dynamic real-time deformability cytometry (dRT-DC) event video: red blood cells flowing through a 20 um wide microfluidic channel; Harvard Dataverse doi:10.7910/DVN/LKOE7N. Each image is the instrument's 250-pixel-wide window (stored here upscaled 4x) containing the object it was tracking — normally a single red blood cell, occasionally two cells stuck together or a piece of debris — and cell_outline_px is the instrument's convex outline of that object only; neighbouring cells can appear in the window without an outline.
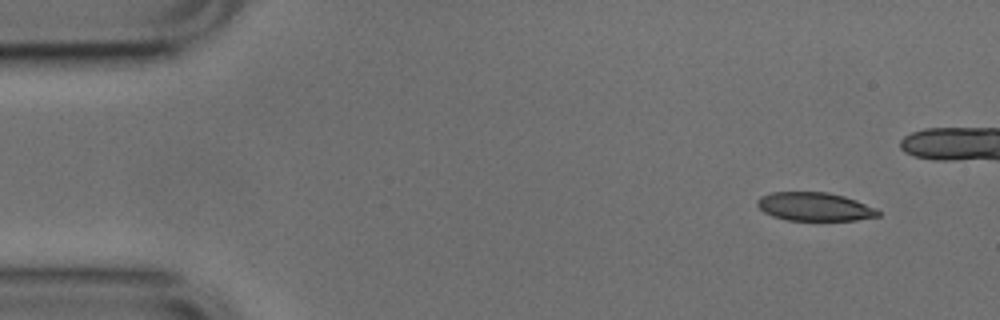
{"species": "common noctule bat (a hibernating species)", "species_latin": "Nyctalus noctula", "temperature_condition": "cold", "stored_images_in_passage": 39, "camera_frame_rate_fps": 3000, "um_per_image_px": 0.085, "animal": {"sex": "male", "body_mass_g": 17.9, "forearm_length_mm": 54.2}, "frame": {"image": 1, "passage_image": 1, "time_ms": 0.0, "image_size_px": [1000, 320], "cell_outline_px": [[880, 216], [856, 220], [788, 220], [772, 216], [764, 212], [756, 204], [756, 200], [760, 196], [772, 192], [828, 192], [844, 196], [856, 200], [876, 208], [880, 212]], "centroid_in_image_um": [69.24, 17.56], "position_along_channel_um": 15.8, "area_um2": 20.11}}
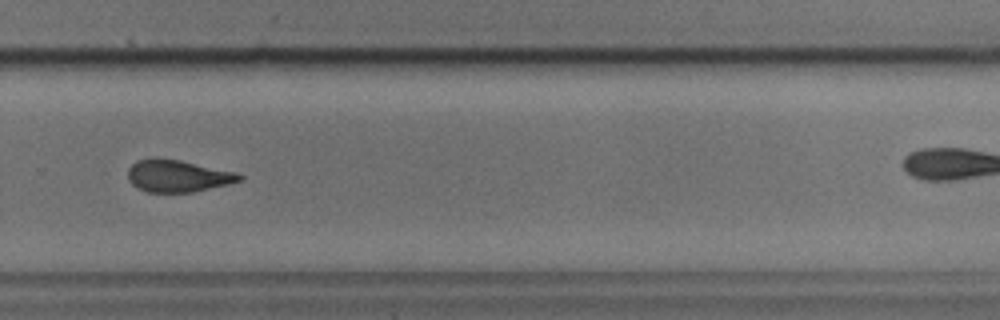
{"frame": {"image": 2, "passage_image": 32, "time_ms": 10.333, "image_size_px": [1000, 320], "cell_outline_px": [[244, 180], [228, 184], [192, 192], [148, 192], [132, 184], [128, 180], [128, 168], [136, 160], [152, 156], [156, 156], [180, 160], [240, 172], [244, 176]], "centroid_in_image_um": [15.13, 14.92], "position_along_channel_um": 314.7, "area_um2": 21.33}}
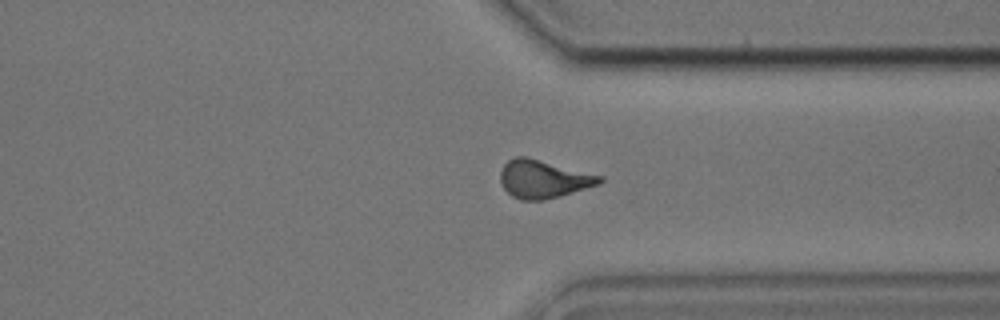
{"frame": {"image": 3, "passage_image": 36, "time_ms": 11.667, "image_size_px": [1000, 320], "cell_outline_px": [[604, 180], [600, 184], [560, 196], [544, 200], [520, 200], [512, 196], [504, 188], [500, 180], [500, 172], [504, 164], [508, 160], [516, 156], [524, 156], [604, 176]], "centroid_in_image_um": [46.2, 15.22], "position_along_channel_um": 365.2, "area_um2": 21.96}}